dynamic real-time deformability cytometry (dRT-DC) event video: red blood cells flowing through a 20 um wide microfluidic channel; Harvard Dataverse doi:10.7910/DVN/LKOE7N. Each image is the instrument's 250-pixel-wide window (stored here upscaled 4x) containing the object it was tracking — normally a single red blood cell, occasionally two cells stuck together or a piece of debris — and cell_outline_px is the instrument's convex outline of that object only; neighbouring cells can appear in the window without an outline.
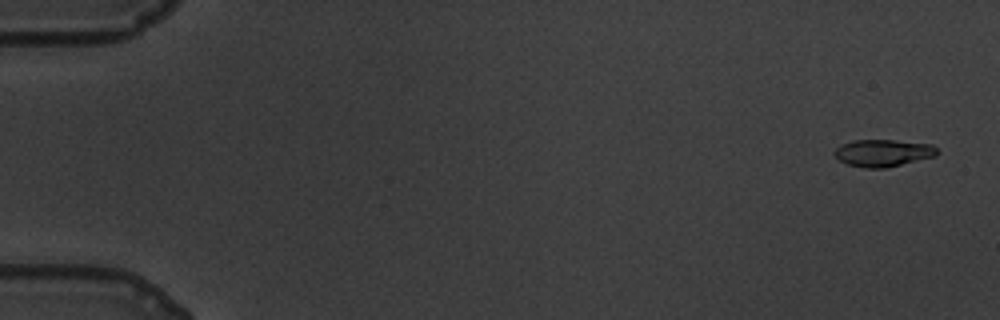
{"species": "common noctule bat (a hibernating species)", "species_latin": "Nyctalus noctula", "temperature_condition": "warm", "stored_images_in_passage": 24, "camera_frame_rate_fps": 3000, "um_per_image_px": 0.085, "animal": {"sex": "male", "body_mass_g": 19.5, "forearm_length_mm": 54.6}, "frame": {"image": 1, "passage_image": 3, "time_ms": 0.667, "image_size_px": [1000, 320], "cell_outline_px": [[940, 152], [936, 156], [884, 168], [864, 168], [848, 164], [840, 160], [832, 152], [840, 144], [852, 140], [892, 140], [932, 144]], "centroid_in_image_um": [75.05, 12.99], "position_along_channel_um": 9.9, "area_um2": 16.24}}
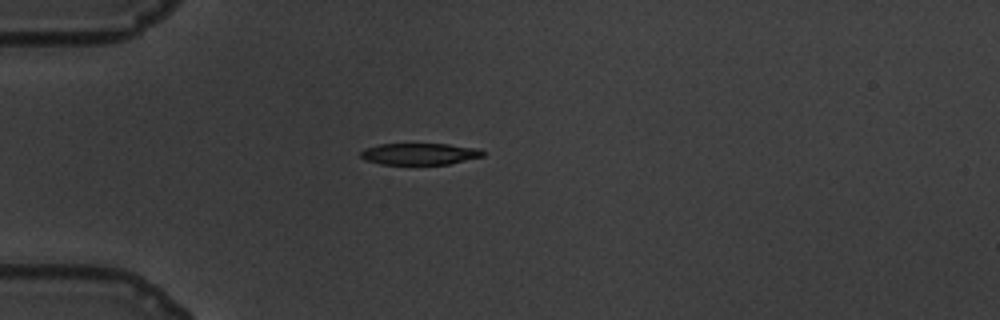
{"frame": {"image": 2, "passage_image": 18, "time_ms": 5.667, "image_size_px": [1000, 320], "cell_outline_px": [[484, 156], [448, 164], [380, 164], [364, 160], [360, 156], [360, 152], [364, 148], [380, 144], [448, 144], [476, 148], [484, 152]], "centroid_in_image_um": [35.62, 13.08], "position_along_channel_um": 49.4, "area_um2": 15.32}}